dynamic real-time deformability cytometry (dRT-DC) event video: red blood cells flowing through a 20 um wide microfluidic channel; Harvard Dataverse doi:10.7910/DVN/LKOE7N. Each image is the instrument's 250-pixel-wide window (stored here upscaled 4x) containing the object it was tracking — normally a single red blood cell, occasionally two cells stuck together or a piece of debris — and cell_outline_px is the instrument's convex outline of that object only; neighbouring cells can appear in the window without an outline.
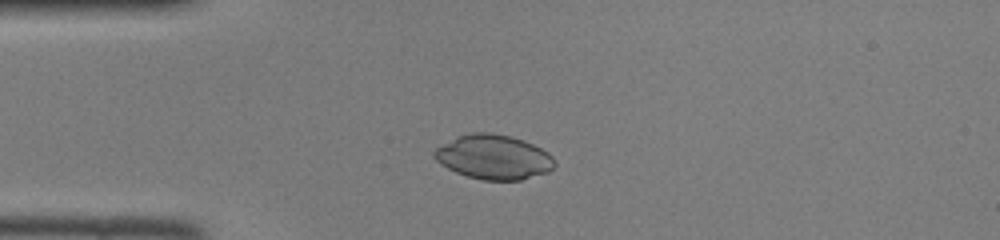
{"species": "common noctule bat (a hibernating species)", "species_latin": "Nyctalus noctula", "temperature_condition": "room temperature", "stored_images_in_passage": 36, "camera_frame_rate_fps": 3000, "um_per_image_px": 0.085, "animal": {"sex": "female", "body_mass_g": 22.0, "forearm_length_mm": 56.7}, "frame": {"image": 1, "passage_image": 1, "time_ms": 0.0, "image_size_px": [1000, 240], "cell_outline_px": [[556, 164], [548, 172], [520, 180], [484, 180], [468, 176], [456, 172], [440, 164], [432, 156], [432, 152], [436, 148], [456, 136], [472, 132], [488, 132], [508, 136], [524, 140], [548, 152], [552, 156]], "centroid_in_image_um": [41.94, 13.34], "position_along_channel_um": 43.1, "area_um2": 31.15}}
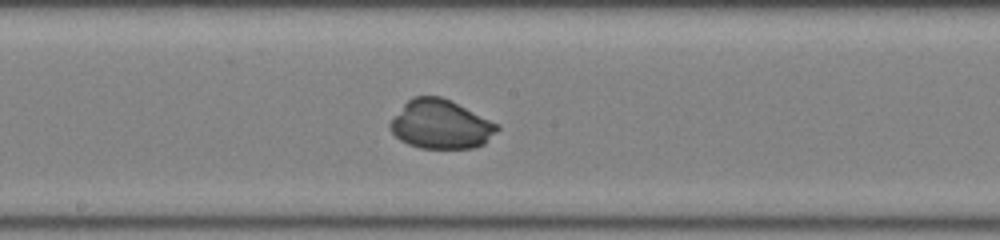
{"frame": {"image": 2, "passage_image": 14, "time_ms": 4.333, "image_size_px": [1000, 240], "cell_outline_px": [[500, 128], [484, 144], [472, 148], [420, 148], [408, 144], [400, 140], [388, 128], [388, 124], [404, 104], [412, 96], [440, 96], [500, 124]], "centroid_in_image_um": [37.46, 10.58], "position_along_channel_um": 210.7, "area_um2": 30.4}}
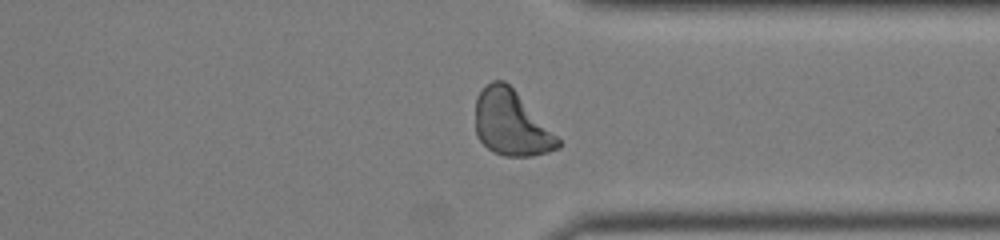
{"frame": {"image": 3, "passage_image": 25, "time_ms": 8.0, "image_size_px": [1000, 240], "cell_outline_px": [[564, 144], [560, 148], [548, 152], [532, 156], [504, 156], [492, 152], [476, 136], [476, 96], [492, 80], [504, 80], [512, 88]], "centroid_in_image_um": [43.45, 10.51], "position_along_channel_um": 368.0, "area_um2": 31.04}}